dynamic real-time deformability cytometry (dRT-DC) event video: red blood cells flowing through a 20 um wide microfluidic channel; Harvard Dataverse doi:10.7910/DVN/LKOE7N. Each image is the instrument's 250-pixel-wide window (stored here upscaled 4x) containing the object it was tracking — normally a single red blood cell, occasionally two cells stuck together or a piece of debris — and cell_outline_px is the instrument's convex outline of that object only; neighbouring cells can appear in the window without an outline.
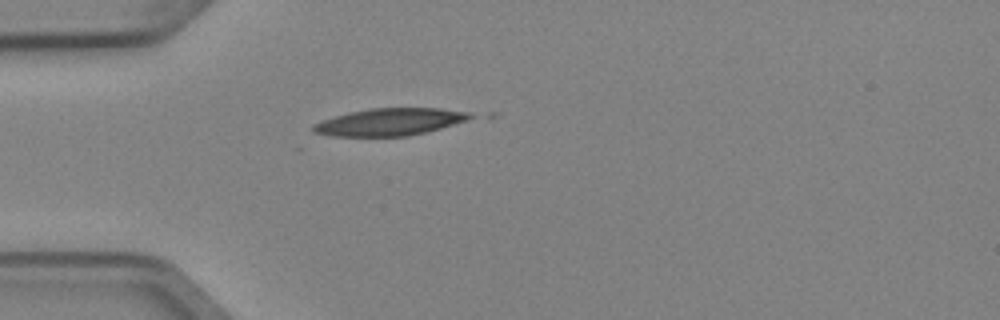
{"species": "Egyptian fruit bat (a non-hibernating species)", "species_latin": "Rousettus aegyptiacus", "temperature_condition": "cold", "stored_images_in_passage": 1, "camera_frame_rate_fps": 3000, "um_per_image_px": 0.085, "animal": {"sex": "female"}, "frame": {"image": 1, "passage_image": 1, "time_ms": 0.0, "image_size_px": [1000, 320], "cell_outline_px": [[476, 116], [468, 120], [440, 128], [408, 136], [332, 136], [312, 132], [312, 124], [348, 112], [368, 108], [440, 108], [468, 112]], "centroid_in_image_um": [33.12, 10.36], "position_along_channel_um": 51.9, "area_um2": 24.85}}